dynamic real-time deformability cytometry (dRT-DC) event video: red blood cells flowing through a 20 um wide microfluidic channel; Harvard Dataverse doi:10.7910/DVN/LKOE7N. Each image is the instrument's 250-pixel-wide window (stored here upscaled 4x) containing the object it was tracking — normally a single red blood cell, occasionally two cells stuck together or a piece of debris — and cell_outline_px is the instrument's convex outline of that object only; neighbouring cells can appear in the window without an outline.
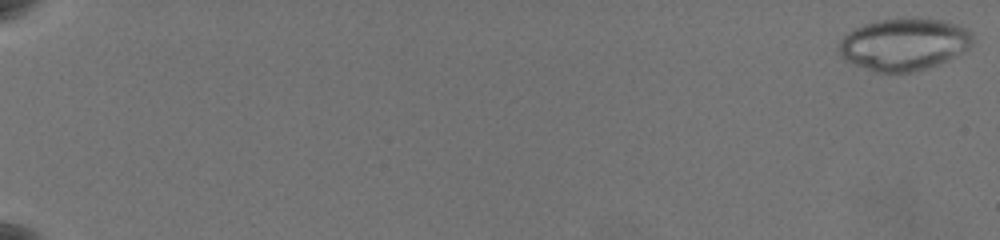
{"species": "common noctule bat (a hibernating species)", "species_latin": "Nyctalus noctula", "temperature_condition": "warm", "stored_images_in_passage": 63, "camera_frame_rate_fps": 3000, "um_per_image_px": 0.085, "animal": {"sex": "female", "body_mass_g": 19.5, "forearm_length_mm": 54.1}, "frame": {"image": 1, "passage_image": 1, "time_ms": 0.0, "image_size_px": [1000, 240], "cell_outline_px": [[972, 44], [968, 48], [936, 64], [912, 72], [876, 72], [856, 64], [848, 60], [840, 52], [840, 40], [848, 32], [864, 24], [880, 20], [900, 16], [916, 16], [944, 20], [956, 24], [972, 32]], "centroid_in_image_um": [76.86, 3.7], "position_along_channel_um": 8.1, "area_um2": 40.34}}
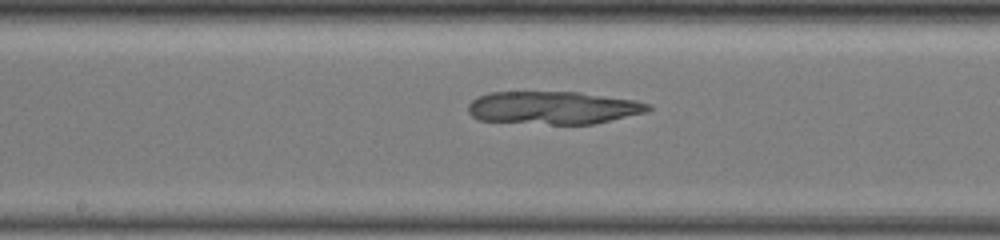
{"frame": {"image": 2, "passage_image": 37, "time_ms": 12.0, "image_size_px": [1000, 240], "cell_outline_px": [[652, 108], [644, 112], [592, 124], [552, 124], [480, 120], [472, 116], [468, 112], [468, 104], [472, 100], [488, 92], [580, 92], [636, 100], [652, 104]], "centroid_in_image_um": [47.02, 9.15], "position_along_channel_um": 201.2, "area_um2": 34.28}}
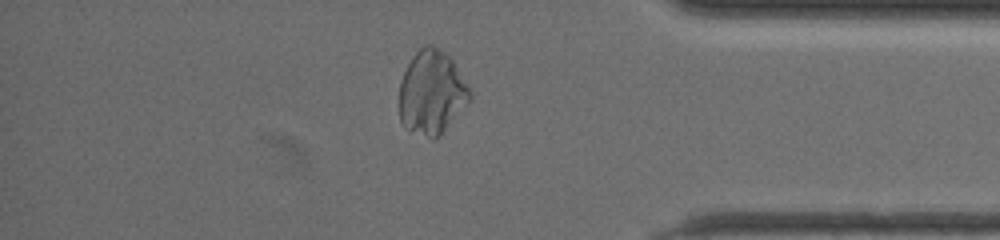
{"frame": {"image": 3, "passage_image": 55, "time_ms": 18.0, "image_size_px": [1000, 240], "cell_outline_px": [[472, 96], [440, 136], [432, 140], [404, 128], [400, 120], [400, 84], [404, 72], [412, 56], [424, 44], [432, 44], [444, 52], [452, 60], [472, 92]], "centroid_in_image_um": [36.68, 7.87], "position_along_channel_um": 398.5, "area_um2": 34.28}}